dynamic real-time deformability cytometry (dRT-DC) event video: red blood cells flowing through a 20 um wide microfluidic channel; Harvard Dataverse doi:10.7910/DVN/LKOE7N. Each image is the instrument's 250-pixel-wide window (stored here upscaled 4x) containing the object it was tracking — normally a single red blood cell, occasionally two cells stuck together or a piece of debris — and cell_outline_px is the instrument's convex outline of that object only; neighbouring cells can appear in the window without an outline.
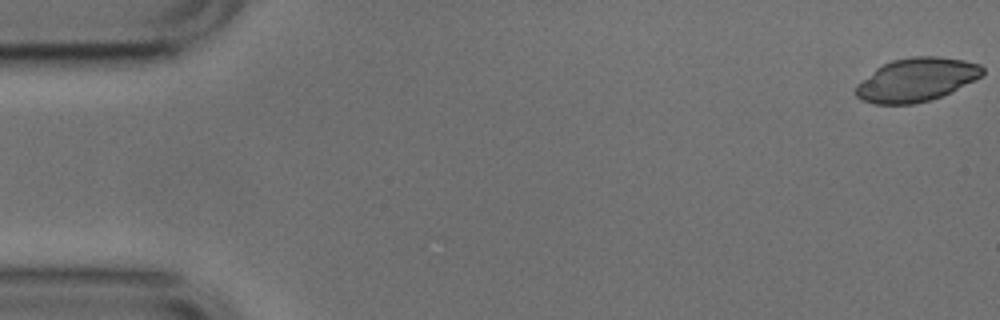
{"species": "common noctule bat (a hibernating species)", "species_latin": "Nyctalus noctula", "temperature_condition": "cold", "stored_images_in_passage": 12, "camera_frame_rate_fps": 3000, "um_per_image_px": 0.085, "animal": {"sex": "male", "body_mass_g": 17.9, "forearm_length_mm": 54.2}, "frame": {"image": 1, "passage_image": 1, "time_ms": 0.0, "image_size_px": [1000, 320], "cell_outline_px": [[984, 72], [980, 76], [952, 92], [932, 100], [912, 104], [872, 104], [860, 100], [856, 96], [856, 84], [876, 68], [892, 60], [912, 56], [936, 56], [964, 60], [980, 64], [984, 68]], "centroid_in_image_um": [77.87, 6.78], "position_along_channel_um": 7.1, "area_um2": 32.19}}